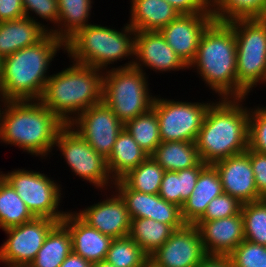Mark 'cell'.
I'll list each match as a JSON object with an SVG mask.
<instances>
[{
  "instance_id": "5b68a950",
  "label": "cell",
  "mask_w": 266,
  "mask_h": 267,
  "mask_svg": "<svg viewBox=\"0 0 266 267\" xmlns=\"http://www.w3.org/2000/svg\"><path fill=\"white\" fill-rule=\"evenodd\" d=\"M204 84L220 98H237L236 38L227 22L213 21L203 32L194 61Z\"/></svg>"
},
{
  "instance_id": "60d3db41",
  "label": "cell",
  "mask_w": 266,
  "mask_h": 267,
  "mask_svg": "<svg viewBox=\"0 0 266 267\" xmlns=\"http://www.w3.org/2000/svg\"><path fill=\"white\" fill-rule=\"evenodd\" d=\"M246 153L250 157L258 193L266 198V154L251 150L249 147Z\"/></svg>"
},
{
  "instance_id": "b9f144b4",
  "label": "cell",
  "mask_w": 266,
  "mask_h": 267,
  "mask_svg": "<svg viewBox=\"0 0 266 267\" xmlns=\"http://www.w3.org/2000/svg\"><path fill=\"white\" fill-rule=\"evenodd\" d=\"M179 14L212 13L211 0H166Z\"/></svg>"
},
{
  "instance_id": "9c48e42d",
  "label": "cell",
  "mask_w": 266,
  "mask_h": 267,
  "mask_svg": "<svg viewBox=\"0 0 266 267\" xmlns=\"http://www.w3.org/2000/svg\"><path fill=\"white\" fill-rule=\"evenodd\" d=\"M0 175L16 190L35 217L63 220L68 211L59 210L62 185L49 175L34 170L13 169Z\"/></svg>"
},
{
  "instance_id": "f546056e",
  "label": "cell",
  "mask_w": 266,
  "mask_h": 267,
  "mask_svg": "<svg viewBox=\"0 0 266 267\" xmlns=\"http://www.w3.org/2000/svg\"><path fill=\"white\" fill-rule=\"evenodd\" d=\"M174 229L149 218L131 219L129 237L150 256L170 237Z\"/></svg>"
},
{
  "instance_id": "f6af8a7d",
  "label": "cell",
  "mask_w": 266,
  "mask_h": 267,
  "mask_svg": "<svg viewBox=\"0 0 266 267\" xmlns=\"http://www.w3.org/2000/svg\"><path fill=\"white\" fill-rule=\"evenodd\" d=\"M93 264L74 253L73 251L67 256L60 267H92Z\"/></svg>"
},
{
  "instance_id": "8992f818",
  "label": "cell",
  "mask_w": 266,
  "mask_h": 267,
  "mask_svg": "<svg viewBox=\"0 0 266 267\" xmlns=\"http://www.w3.org/2000/svg\"><path fill=\"white\" fill-rule=\"evenodd\" d=\"M135 33L128 23L120 30L90 24L79 29L65 42V52L71 62L102 71L109 70L110 64L127 59L130 61L118 68L131 67L134 64Z\"/></svg>"
},
{
  "instance_id": "30bf717a",
  "label": "cell",
  "mask_w": 266,
  "mask_h": 267,
  "mask_svg": "<svg viewBox=\"0 0 266 267\" xmlns=\"http://www.w3.org/2000/svg\"><path fill=\"white\" fill-rule=\"evenodd\" d=\"M54 147L56 151L59 149L75 176L100 191L108 189L109 192V189L113 188L114 181L107 166V159L97 153L69 124H65L59 131Z\"/></svg>"
},
{
  "instance_id": "ab89813d",
  "label": "cell",
  "mask_w": 266,
  "mask_h": 267,
  "mask_svg": "<svg viewBox=\"0 0 266 267\" xmlns=\"http://www.w3.org/2000/svg\"><path fill=\"white\" fill-rule=\"evenodd\" d=\"M242 203L229 194L223 193L213 198L204 214L197 221H211L237 215L241 212Z\"/></svg>"
},
{
  "instance_id": "277c9868",
  "label": "cell",
  "mask_w": 266,
  "mask_h": 267,
  "mask_svg": "<svg viewBox=\"0 0 266 267\" xmlns=\"http://www.w3.org/2000/svg\"><path fill=\"white\" fill-rule=\"evenodd\" d=\"M71 63L51 74L39 100L64 124H70L89 107L102 102L104 71Z\"/></svg>"
},
{
  "instance_id": "484cf974",
  "label": "cell",
  "mask_w": 266,
  "mask_h": 267,
  "mask_svg": "<svg viewBox=\"0 0 266 267\" xmlns=\"http://www.w3.org/2000/svg\"><path fill=\"white\" fill-rule=\"evenodd\" d=\"M58 22L50 33L66 42L79 29L86 27L91 17L93 0H57Z\"/></svg>"
},
{
  "instance_id": "7dc6e473",
  "label": "cell",
  "mask_w": 266,
  "mask_h": 267,
  "mask_svg": "<svg viewBox=\"0 0 266 267\" xmlns=\"http://www.w3.org/2000/svg\"><path fill=\"white\" fill-rule=\"evenodd\" d=\"M6 267H32L31 264L24 263H4Z\"/></svg>"
},
{
  "instance_id": "4fadbf2b",
  "label": "cell",
  "mask_w": 266,
  "mask_h": 267,
  "mask_svg": "<svg viewBox=\"0 0 266 267\" xmlns=\"http://www.w3.org/2000/svg\"><path fill=\"white\" fill-rule=\"evenodd\" d=\"M57 223L51 218L35 217L24 224L3 230L7 239L0 246V263L30 264L43 246L47 234Z\"/></svg>"
},
{
  "instance_id": "2e32d148",
  "label": "cell",
  "mask_w": 266,
  "mask_h": 267,
  "mask_svg": "<svg viewBox=\"0 0 266 267\" xmlns=\"http://www.w3.org/2000/svg\"><path fill=\"white\" fill-rule=\"evenodd\" d=\"M213 21L212 13L179 14L159 32L181 60L189 66L196 57L203 32Z\"/></svg>"
},
{
  "instance_id": "836d02e7",
  "label": "cell",
  "mask_w": 266,
  "mask_h": 267,
  "mask_svg": "<svg viewBox=\"0 0 266 267\" xmlns=\"http://www.w3.org/2000/svg\"><path fill=\"white\" fill-rule=\"evenodd\" d=\"M165 170L148 156L140 165L129 171L120 180L132 190L158 194Z\"/></svg>"
},
{
  "instance_id": "d590c367",
  "label": "cell",
  "mask_w": 266,
  "mask_h": 267,
  "mask_svg": "<svg viewBox=\"0 0 266 267\" xmlns=\"http://www.w3.org/2000/svg\"><path fill=\"white\" fill-rule=\"evenodd\" d=\"M245 240L266 246V198L241 207Z\"/></svg>"
},
{
  "instance_id": "83f0119b",
  "label": "cell",
  "mask_w": 266,
  "mask_h": 267,
  "mask_svg": "<svg viewBox=\"0 0 266 267\" xmlns=\"http://www.w3.org/2000/svg\"><path fill=\"white\" fill-rule=\"evenodd\" d=\"M151 157L165 170L178 171L198 166L200 159L196 142H161Z\"/></svg>"
},
{
  "instance_id": "6da1fadb",
  "label": "cell",
  "mask_w": 266,
  "mask_h": 267,
  "mask_svg": "<svg viewBox=\"0 0 266 267\" xmlns=\"http://www.w3.org/2000/svg\"><path fill=\"white\" fill-rule=\"evenodd\" d=\"M245 100L220 98L209 106L196 139L205 164L213 165L248 149L250 108L243 106Z\"/></svg>"
},
{
  "instance_id": "d4e9b609",
  "label": "cell",
  "mask_w": 266,
  "mask_h": 267,
  "mask_svg": "<svg viewBox=\"0 0 266 267\" xmlns=\"http://www.w3.org/2000/svg\"><path fill=\"white\" fill-rule=\"evenodd\" d=\"M148 156L123 128L117 136L111 154L107 158V166L113 181L120 180Z\"/></svg>"
},
{
  "instance_id": "ee69618b",
  "label": "cell",
  "mask_w": 266,
  "mask_h": 267,
  "mask_svg": "<svg viewBox=\"0 0 266 267\" xmlns=\"http://www.w3.org/2000/svg\"><path fill=\"white\" fill-rule=\"evenodd\" d=\"M197 267H233L228 255H206Z\"/></svg>"
},
{
  "instance_id": "74e56055",
  "label": "cell",
  "mask_w": 266,
  "mask_h": 267,
  "mask_svg": "<svg viewBox=\"0 0 266 267\" xmlns=\"http://www.w3.org/2000/svg\"><path fill=\"white\" fill-rule=\"evenodd\" d=\"M250 107L249 145L251 150L266 154V106Z\"/></svg>"
},
{
  "instance_id": "e0dca14e",
  "label": "cell",
  "mask_w": 266,
  "mask_h": 267,
  "mask_svg": "<svg viewBox=\"0 0 266 267\" xmlns=\"http://www.w3.org/2000/svg\"><path fill=\"white\" fill-rule=\"evenodd\" d=\"M133 66L144 73H146L144 68H147L162 74L189 69L159 31H137L135 33Z\"/></svg>"
},
{
  "instance_id": "d6a6232c",
  "label": "cell",
  "mask_w": 266,
  "mask_h": 267,
  "mask_svg": "<svg viewBox=\"0 0 266 267\" xmlns=\"http://www.w3.org/2000/svg\"><path fill=\"white\" fill-rule=\"evenodd\" d=\"M214 21L239 18H266V0H211Z\"/></svg>"
},
{
  "instance_id": "8fae6325",
  "label": "cell",
  "mask_w": 266,
  "mask_h": 267,
  "mask_svg": "<svg viewBox=\"0 0 266 267\" xmlns=\"http://www.w3.org/2000/svg\"><path fill=\"white\" fill-rule=\"evenodd\" d=\"M156 95L152 109L159 121L162 142H196L206 112L214 101L187 102Z\"/></svg>"
},
{
  "instance_id": "ffe728a7",
  "label": "cell",
  "mask_w": 266,
  "mask_h": 267,
  "mask_svg": "<svg viewBox=\"0 0 266 267\" xmlns=\"http://www.w3.org/2000/svg\"><path fill=\"white\" fill-rule=\"evenodd\" d=\"M201 241L208 255H229L245 240L241 212L234 216L211 221H196Z\"/></svg>"
},
{
  "instance_id": "d6986e66",
  "label": "cell",
  "mask_w": 266,
  "mask_h": 267,
  "mask_svg": "<svg viewBox=\"0 0 266 267\" xmlns=\"http://www.w3.org/2000/svg\"><path fill=\"white\" fill-rule=\"evenodd\" d=\"M213 166L218 171L224 193L242 204L264 199L258 193L250 157L246 152L218 161Z\"/></svg>"
},
{
  "instance_id": "7c38bea8",
  "label": "cell",
  "mask_w": 266,
  "mask_h": 267,
  "mask_svg": "<svg viewBox=\"0 0 266 267\" xmlns=\"http://www.w3.org/2000/svg\"><path fill=\"white\" fill-rule=\"evenodd\" d=\"M69 125L106 159L124 128V124L103 101L89 107Z\"/></svg>"
},
{
  "instance_id": "e575fe53",
  "label": "cell",
  "mask_w": 266,
  "mask_h": 267,
  "mask_svg": "<svg viewBox=\"0 0 266 267\" xmlns=\"http://www.w3.org/2000/svg\"><path fill=\"white\" fill-rule=\"evenodd\" d=\"M106 260L115 267H148L149 256L129 236L113 238Z\"/></svg>"
},
{
  "instance_id": "f1b7e54d",
  "label": "cell",
  "mask_w": 266,
  "mask_h": 267,
  "mask_svg": "<svg viewBox=\"0 0 266 267\" xmlns=\"http://www.w3.org/2000/svg\"><path fill=\"white\" fill-rule=\"evenodd\" d=\"M71 252L70 233L59 222L47 234L43 246L30 264L32 267H60Z\"/></svg>"
},
{
  "instance_id": "8d00e7d4",
  "label": "cell",
  "mask_w": 266,
  "mask_h": 267,
  "mask_svg": "<svg viewBox=\"0 0 266 267\" xmlns=\"http://www.w3.org/2000/svg\"><path fill=\"white\" fill-rule=\"evenodd\" d=\"M233 267H266V246L244 240L229 255Z\"/></svg>"
},
{
  "instance_id": "7bdbcfd3",
  "label": "cell",
  "mask_w": 266,
  "mask_h": 267,
  "mask_svg": "<svg viewBox=\"0 0 266 267\" xmlns=\"http://www.w3.org/2000/svg\"><path fill=\"white\" fill-rule=\"evenodd\" d=\"M25 17L22 0H0V22Z\"/></svg>"
},
{
  "instance_id": "ac0fdd59",
  "label": "cell",
  "mask_w": 266,
  "mask_h": 267,
  "mask_svg": "<svg viewBox=\"0 0 266 267\" xmlns=\"http://www.w3.org/2000/svg\"><path fill=\"white\" fill-rule=\"evenodd\" d=\"M113 193L106 199L78 210L75 213L90 227L96 228L102 234L112 238L129 235L131 218L121 196L112 189ZM111 195V196H110Z\"/></svg>"
},
{
  "instance_id": "ba28073f",
  "label": "cell",
  "mask_w": 266,
  "mask_h": 267,
  "mask_svg": "<svg viewBox=\"0 0 266 267\" xmlns=\"http://www.w3.org/2000/svg\"><path fill=\"white\" fill-rule=\"evenodd\" d=\"M134 66L104 71L102 101L124 124L149 111L156 95L149 89L148 76Z\"/></svg>"
},
{
  "instance_id": "5bb4252c",
  "label": "cell",
  "mask_w": 266,
  "mask_h": 267,
  "mask_svg": "<svg viewBox=\"0 0 266 267\" xmlns=\"http://www.w3.org/2000/svg\"><path fill=\"white\" fill-rule=\"evenodd\" d=\"M206 255L198 228L185 224L174 230L149 256V264L152 267H197Z\"/></svg>"
},
{
  "instance_id": "c3c4849f",
  "label": "cell",
  "mask_w": 266,
  "mask_h": 267,
  "mask_svg": "<svg viewBox=\"0 0 266 267\" xmlns=\"http://www.w3.org/2000/svg\"><path fill=\"white\" fill-rule=\"evenodd\" d=\"M5 102H6L5 98L2 95V93L0 92V116H1V111H2V108H3Z\"/></svg>"
},
{
  "instance_id": "7a4b0ae2",
  "label": "cell",
  "mask_w": 266,
  "mask_h": 267,
  "mask_svg": "<svg viewBox=\"0 0 266 267\" xmlns=\"http://www.w3.org/2000/svg\"><path fill=\"white\" fill-rule=\"evenodd\" d=\"M65 42L48 32L39 42L2 58L0 92L6 101L40 100L49 67Z\"/></svg>"
},
{
  "instance_id": "44dd1931",
  "label": "cell",
  "mask_w": 266,
  "mask_h": 267,
  "mask_svg": "<svg viewBox=\"0 0 266 267\" xmlns=\"http://www.w3.org/2000/svg\"><path fill=\"white\" fill-rule=\"evenodd\" d=\"M61 223L70 233L74 253L92 264L106 259L113 240L111 236L90 227L72 210L66 213Z\"/></svg>"
},
{
  "instance_id": "3957f363",
  "label": "cell",
  "mask_w": 266,
  "mask_h": 267,
  "mask_svg": "<svg viewBox=\"0 0 266 267\" xmlns=\"http://www.w3.org/2000/svg\"><path fill=\"white\" fill-rule=\"evenodd\" d=\"M4 108V109H3ZM0 116V143L46 159L65 125L39 100L6 101Z\"/></svg>"
},
{
  "instance_id": "4316f807",
  "label": "cell",
  "mask_w": 266,
  "mask_h": 267,
  "mask_svg": "<svg viewBox=\"0 0 266 267\" xmlns=\"http://www.w3.org/2000/svg\"><path fill=\"white\" fill-rule=\"evenodd\" d=\"M207 166L201 162L198 166L178 171H165L158 195L168 202L182 207L196 186L200 172Z\"/></svg>"
},
{
  "instance_id": "f35d334b",
  "label": "cell",
  "mask_w": 266,
  "mask_h": 267,
  "mask_svg": "<svg viewBox=\"0 0 266 267\" xmlns=\"http://www.w3.org/2000/svg\"><path fill=\"white\" fill-rule=\"evenodd\" d=\"M22 4L25 16L35 22H39L48 32H50L49 24L47 23V26L44 25V23L42 24L40 20L38 21V19H36L37 16L41 18V20L43 19V22L44 20L49 23L51 22L53 24L51 29L54 28V25H57L59 15L57 0H22ZM31 12L33 14L35 13L34 15H36V17H34V15L32 16Z\"/></svg>"
},
{
  "instance_id": "1f68e13d",
  "label": "cell",
  "mask_w": 266,
  "mask_h": 267,
  "mask_svg": "<svg viewBox=\"0 0 266 267\" xmlns=\"http://www.w3.org/2000/svg\"><path fill=\"white\" fill-rule=\"evenodd\" d=\"M124 129L133 137L134 141L151 156L160 145L159 121L156 112L151 108L144 114L124 123Z\"/></svg>"
},
{
  "instance_id": "bcb514c9",
  "label": "cell",
  "mask_w": 266,
  "mask_h": 267,
  "mask_svg": "<svg viewBox=\"0 0 266 267\" xmlns=\"http://www.w3.org/2000/svg\"><path fill=\"white\" fill-rule=\"evenodd\" d=\"M92 267H115V266L105 259V260H101L97 263H93Z\"/></svg>"
},
{
  "instance_id": "cb8c5ba5",
  "label": "cell",
  "mask_w": 266,
  "mask_h": 267,
  "mask_svg": "<svg viewBox=\"0 0 266 267\" xmlns=\"http://www.w3.org/2000/svg\"><path fill=\"white\" fill-rule=\"evenodd\" d=\"M127 22L137 31H159L167 26L179 12L166 0H131Z\"/></svg>"
},
{
  "instance_id": "603a6c76",
  "label": "cell",
  "mask_w": 266,
  "mask_h": 267,
  "mask_svg": "<svg viewBox=\"0 0 266 267\" xmlns=\"http://www.w3.org/2000/svg\"><path fill=\"white\" fill-rule=\"evenodd\" d=\"M48 31L29 17L0 22V57L39 42Z\"/></svg>"
},
{
  "instance_id": "52a82bcc",
  "label": "cell",
  "mask_w": 266,
  "mask_h": 267,
  "mask_svg": "<svg viewBox=\"0 0 266 267\" xmlns=\"http://www.w3.org/2000/svg\"><path fill=\"white\" fill-rule=\"evenodd\" d=\"M236 38L237 98H248L252 88L266 86V18L227 22Z\"/></svg>"
},
{
  "instance_id": "9a60e30c",
  "label": "cell",
  "mask_w": 266,
  "mask_h": 267,
  "mask_svg": "<svg viewBox=\"0 0 266 267\" xmlns=\"http://www.w3.org/2000/svg\"><path fill=\"white\" fill-rule=\"evenodd\" d=\"M113 187L123 199L131 219H153L170 225L174 230L186 224L181 216V207L166 201L158 194L129 189L121 180L114 181Z\"/></svg>"
},
{
  "instance_id": "681fc988",
  "label": "cell",
  "mask_w": 266,
  "mask_h": 267,
  "mask_svg": "<svg viewBox=\"0 0 266 267\" xmlns=\"http://www.w3.org/2000/svg\"><path fill=\"white\" fill-rule=\"evenodd\" d=\"M2 58L0 57V74H1Z\"/></svg>"
},
{
  "instance_id": "7402d4cb",
  "label": "cell",
  "mask_w": 266,
  "mask_h": 267,
  "mask_svg": "<svg viewBox=\"0 0 266 267\" xmlns=\"http://www.w3.org/2000/svg\"><path fill=\"white\" fill-rule=\"evenodd\" d=\"M223 193L218 171L213 165H207L200 172L195 188L181 207L183 221L194 224L204 214L209 202Z\"/></svg>"
},
{
  "instance_id": "4dcf8cb0",
  "label": "cell",
  "mask_w": 266,
  "mask_h": 267,
  "mask_svg": "<svg viewBox=\"0 0 266 267\" xmlns=\"http://www.w3.org/2000/svg\"><path fill=\"white\" fill-rule=\"evenodd\" d=\"M34 218L16 190L0 176V228L19 226Z\"/></svg>"
}]
</instances>
